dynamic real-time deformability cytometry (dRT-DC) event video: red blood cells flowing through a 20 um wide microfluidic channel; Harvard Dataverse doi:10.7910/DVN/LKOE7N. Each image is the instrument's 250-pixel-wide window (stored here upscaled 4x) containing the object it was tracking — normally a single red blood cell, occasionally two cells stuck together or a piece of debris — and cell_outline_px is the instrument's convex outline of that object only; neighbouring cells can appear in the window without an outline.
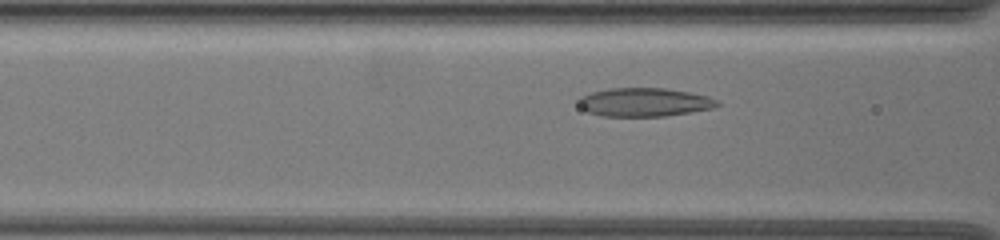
{"species": "common noctule bat (a hibernating species)", "species_latin": "Nyctalus noctula", "temperature_condition": "warm", "stored_images_in_passage": 10, "camera_frame_rate_fps": 3000, "um_per_image_px": 0.085, "animal": {"sex": "female", "body_mass_g": 19.5, "forearm_length_mm": 54.1}, "frame": {"image": 1, "passage_image": 4, "time_ms": 1.0, "image_size_px": [1000, 240], "cell_outline_px": [[720, 104], [712, 108], [664, 116], [604, 116], [588, 112], [580, 108], [580, 96], [592, 92], [608, 88], [664, 88], [688, 92], [708, 96], [716, 100]], "centroid_in_image_um": [54.74, 8.68], "position_along_channel_um": 111.9, "area_um2": 22.83}}
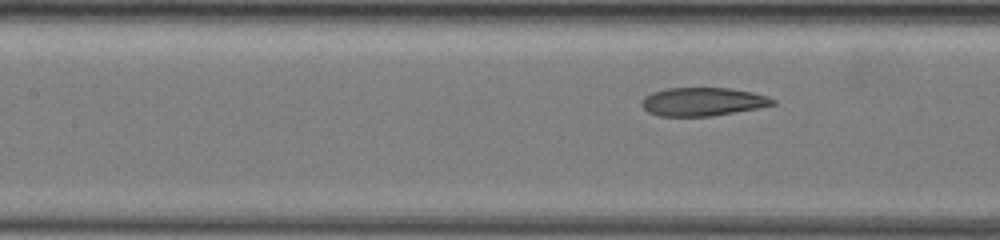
{"frame": {"image": 2, "passage_image": 7, "time_ms": 2.0, "image_size_px": [1000, 240], "cell_outline_px": [[776, 104], [760, 108], [712, 116], [660, 116], [648, 112], [640, 104], [640, 100], [644, 96], [652, 92], [668, 88], [732, 88], [752, 92], [768, 96], [776, 100]], "centroid_in_image_um": [59.74, 8.64], "position_along_channel_um": 147.7, "area_um2": 21.91}}